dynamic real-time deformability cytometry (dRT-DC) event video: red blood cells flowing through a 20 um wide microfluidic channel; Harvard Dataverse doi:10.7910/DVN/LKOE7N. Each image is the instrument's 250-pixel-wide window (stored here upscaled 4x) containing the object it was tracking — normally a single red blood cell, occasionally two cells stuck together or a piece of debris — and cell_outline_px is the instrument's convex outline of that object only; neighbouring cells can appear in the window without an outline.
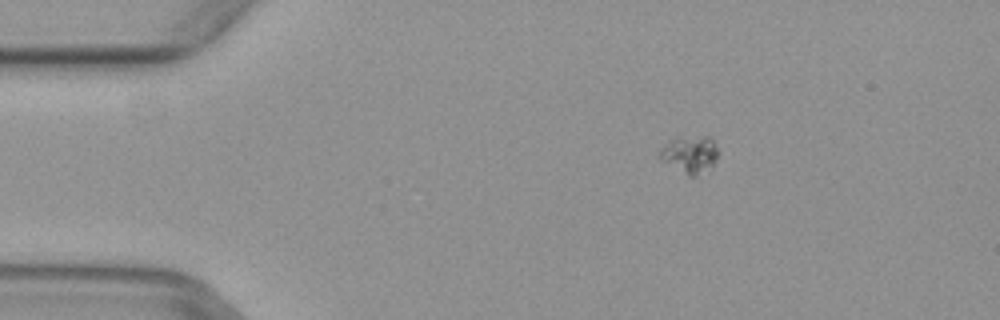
{"species": "common noctule bat (a hibernating species)", "species_latin": "Nyctalus noctula", "temperature_condition": "warm", "stored_images_in_passage": 3, "camera_frame_rate_fps": 3000, "um_per_image_px": 0.085, "animal": {"sex": "female", "body_mass_g": 29.2, "forearm_length_mm": 56.3}, "frame": {"image": 1, "passage_image": 1, "time_ms": 0.0, "image_size_px": [1000, 320], "cell_outline_px": [[720, 152], [716, 160], [712, 164], [696, 176], [688, 176], [664, 160], [660, 156], [660, 152], [668, 140], [676, 136], [708, 136], [712, 140]], "centroid_in_image_um": [58.67, 13.07], "position_along_channel_um": 26.3, "area_um2": 12.43}}